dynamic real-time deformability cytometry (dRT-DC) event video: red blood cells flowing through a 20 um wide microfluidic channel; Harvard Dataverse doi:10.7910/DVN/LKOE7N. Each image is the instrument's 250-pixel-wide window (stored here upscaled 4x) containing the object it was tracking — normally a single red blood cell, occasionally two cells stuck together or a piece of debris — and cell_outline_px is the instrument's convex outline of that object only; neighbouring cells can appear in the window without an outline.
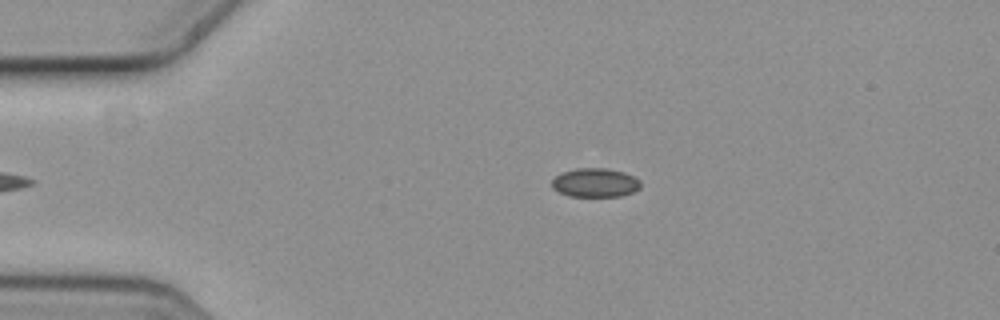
{"species": "common noctule bat (a hibernating species)", "species_latin": "Nyctalus noctula", "temperature_condition": "cold", "stored_images_in_passage": 3, "camera_frame_rate_fps": 3000, "um_per_image_px": 0.085, "animal": {"sex": "female", "body_mass_g": 19.3, "forearm_length_mm": 54.1}, "frame": {"image": 1, "passage_image": 1, "time_ms": 0.0, "image_size_px": [1000, 320], "cell_outline_px": [[640, 188], [632, 192], [620, 196], [568, 196], [552, 188], [552, 180], [556, 176], [564, 172], [576, 168], [604, 168], [624, 172], [640, 180]], "centroid_in_image_um": [50.59, 15.53], "position_along_channel_um": 34.4, "area_um2": 14.8}}
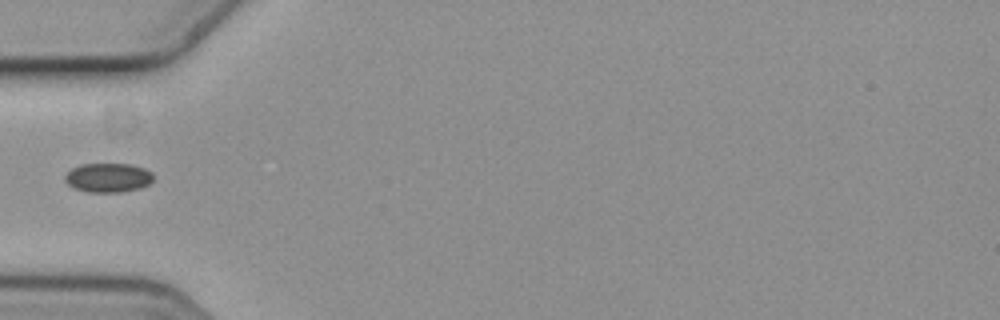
{"frame": {"image": 2, "passage_image": 3, "time_ms": 0.667, "image_size_px": [1000, 320], "cell_outline_px": [[152, 180], [148, 184], [140, 188], [120, 192], [88, 192], [72, 188], [64, 180], [64, 176], [72, 168], [80, 164], [132, 164], [144, 168], [152, 172]], "centroid_in_image_um": [9.16, 15.1], "position_along_channel_um": 75.8, "area_um2": 15.09}}